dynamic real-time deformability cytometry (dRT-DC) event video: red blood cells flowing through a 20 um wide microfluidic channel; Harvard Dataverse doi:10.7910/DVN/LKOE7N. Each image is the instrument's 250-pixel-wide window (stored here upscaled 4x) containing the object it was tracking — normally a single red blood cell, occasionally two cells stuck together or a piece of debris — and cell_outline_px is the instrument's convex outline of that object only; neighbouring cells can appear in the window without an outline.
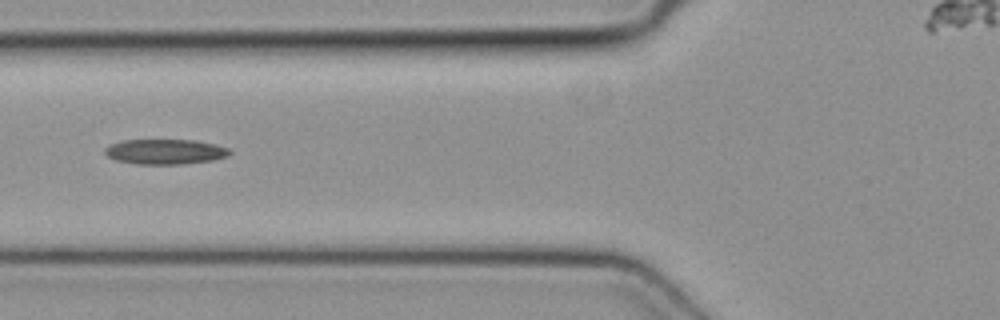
{"species": "common noctule bat (a hibernating species)", "species_latin": "Nyctalus noctula", "temperature_condition": "cold", "stored_images_in_passage": 6, "camera_frame_rate_fps": 3000, "um_per_image_px": 0.085, "animal": {"sex": "female", "body_mass_g": 19.3, "forearm_length_mm": 54.1}, "frame": {"image": 1, "passage_image": 5, "time_ms": 1.333, "image_size_px": [1000, 320], "cell_outline_px": [[232, 152], [228, 156], [212, 160], [184, 164], [136, 164], [116, 160], [108, 156], [104, 152], [104, 148], [112, 144], [124, 140], [196, 140], [228, 148]], "centroid_in_image_um": [14.04, 12.9], "position_along_channel_um": 111.8, "area_um2": 18.15}}
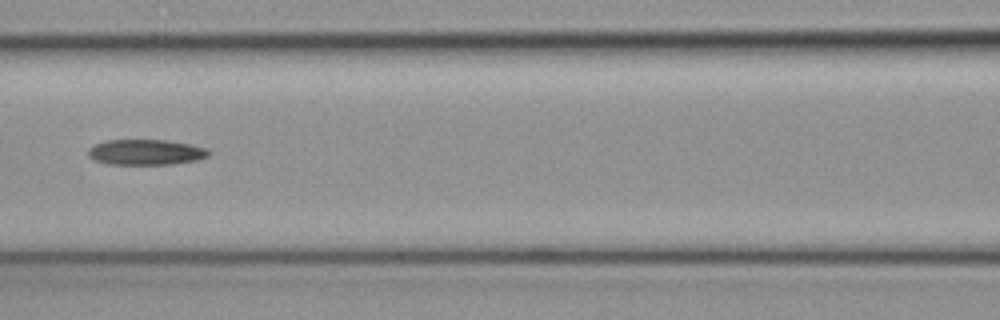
{"frame": {"image": 2, "passage_image": 6, "time_ms": 1.667, "image_size_px": [1000, 320], "cell_outline_px": [[212, 152], [208, 156], [196, 160], [172, 164], [108, 164], [92, 160], [88, 156], [88, 148], [104, 140], [164, 140], [188, 144], [204, 148]], "centroid_in_image_um": [12.34, 12.94], "position_along_channel_um": 154.3, "area_um2": 17.86}}